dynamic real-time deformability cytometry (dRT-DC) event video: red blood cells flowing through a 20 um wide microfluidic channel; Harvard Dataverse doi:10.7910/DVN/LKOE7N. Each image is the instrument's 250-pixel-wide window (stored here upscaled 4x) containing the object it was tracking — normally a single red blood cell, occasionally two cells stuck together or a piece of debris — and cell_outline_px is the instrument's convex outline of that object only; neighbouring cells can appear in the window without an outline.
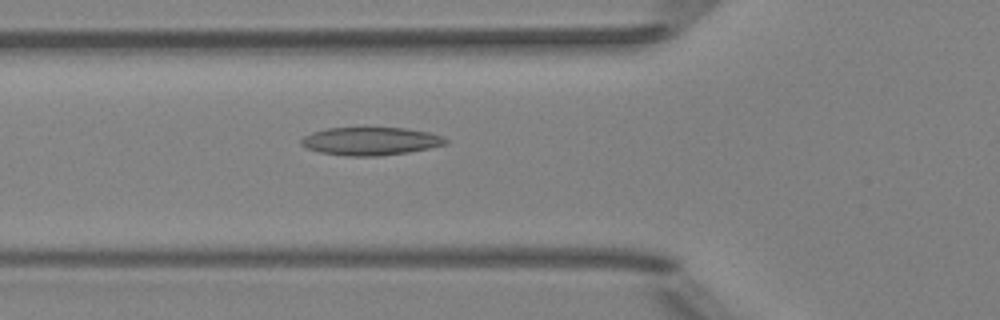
{"species": "Egyptian fruit bat (a non-hibernating species)", "species_latin": "Rousettus aegyptiacus", "temperature_condition": "room temperature", "stored_images_in_passage": 34, "camera_frame_rate_fps": 3000, "um_per_image_px": 0.085, "animal": {"sex": "female"}, "frame": {"image": 1, "passage_image": 3, "time_ms": 0.667, "image_size_px": [1000, 320], "cell_outline_px": [[448, 144], [408, 152], [380, 156], [348, 156], [320, 152], [308, 148], [300, 144], [300, 140], [304, 136], [312, 132], [328, 128], [404, 128], [428, 132], [444, 136], [448, 140]], "centroid_in_image_um": [31.52, 12.0], "position_along_channel_um": 94.3, "area_um2": 23.52}}
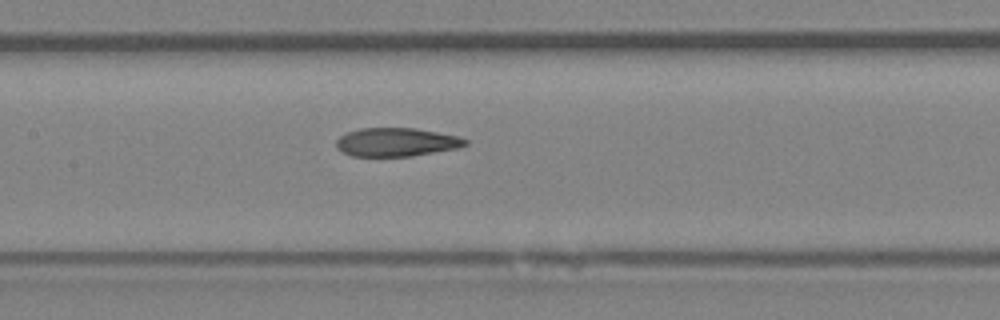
{"frame": {"image": 2, "passage_image": 9, "time_ms": 2.667, "image_size_px": [1000, 320], "cell_outline_px": [[468, 144], [460, 148], [412, 156], [352, 156], [336, 148], [336, 140], [340, 136], [348, 132], [360, 128], [416, 128], [460, 136], [468, 140]], "centroid_in_image_um": [33.74, 12.08], "position_along_channel_um": 173.7, "area_um2": 21.62}}
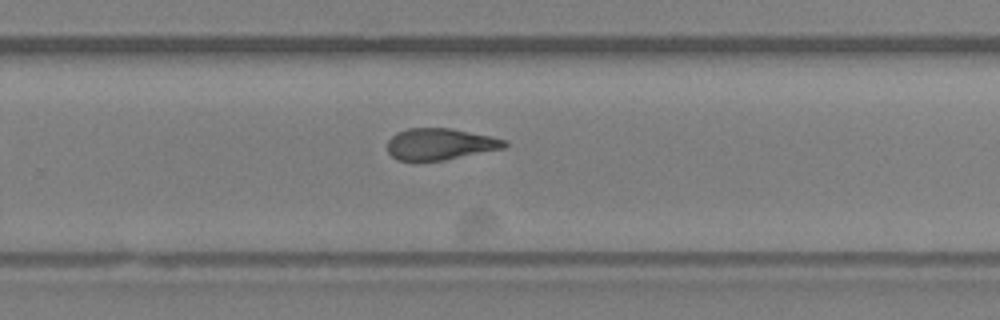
{"frame": {"image": 3, "passage_image": 18, "time_ms": 5.667, "image_size_px": [1000, 320], "cell_outline_px": [[508, 144], [504, 148], [444, 160], [396, 160], [388, 152], [388, 140], [396, 132], [408, 128], [452, 128], [492, 136], [508, 140]], "centroid_in_image_um": [37.43, 12.23], "position_along_channel_um": 292.4, "area_um2": 21.56}, "authors_computed_cell_mechanics": {"area_um2": 22.0507, "velocity_mm_per_s": 3.975, "shape_relaxation_time_tau1_ms": null, "shape_relaxation_time_tau2_ms": 3.6184, "deformation_change_tau1": null, "deformation_change_tau2": 0.1289}}